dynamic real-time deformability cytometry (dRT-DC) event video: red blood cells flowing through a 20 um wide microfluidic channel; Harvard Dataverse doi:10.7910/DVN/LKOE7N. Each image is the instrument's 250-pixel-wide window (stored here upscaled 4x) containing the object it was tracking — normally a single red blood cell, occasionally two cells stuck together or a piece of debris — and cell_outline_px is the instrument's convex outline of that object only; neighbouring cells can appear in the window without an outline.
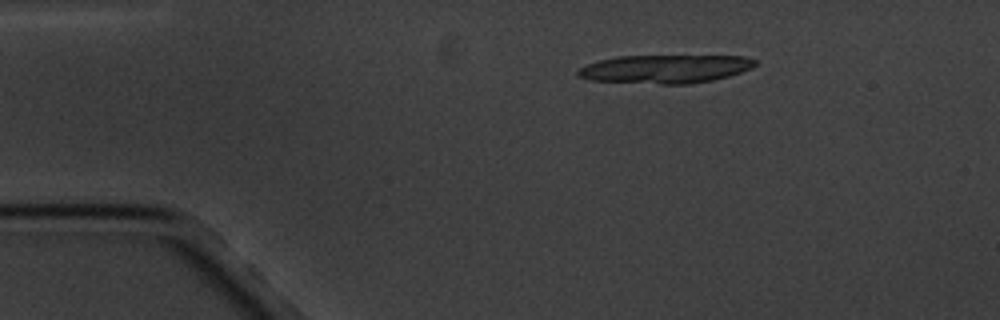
{"species": "common noctule bat (a hibernating species)", "species_latin": "Nyctalus noctula", "temperature_condition": "cold", "stored_images_in_passage": 4, "camera_frame_rate_fps": 3000, "um_per_image_px": 0.085, "animal": {"sex": "male", "body_mass_g": 20.1, "forearm_length_mm": 53.5}, "frame": {"image": 1, "passage_image": 2, "time_ms": 1.333, "image_size_px": [1000, 320], "cell_outline_px": [[756, 64], [752, 68], [728, 76], [712, 80], [688, 84], [660, 84], [588, 80], [580, 76], [576, 72], [580, 68], [588, 64], [600, 60], [616, 56], [744, 56], [756, 60]], "centroid_in_image_um": [56.54, 5.86], "position_along_channel_um": 28.5, "area_um2": 29.19}}